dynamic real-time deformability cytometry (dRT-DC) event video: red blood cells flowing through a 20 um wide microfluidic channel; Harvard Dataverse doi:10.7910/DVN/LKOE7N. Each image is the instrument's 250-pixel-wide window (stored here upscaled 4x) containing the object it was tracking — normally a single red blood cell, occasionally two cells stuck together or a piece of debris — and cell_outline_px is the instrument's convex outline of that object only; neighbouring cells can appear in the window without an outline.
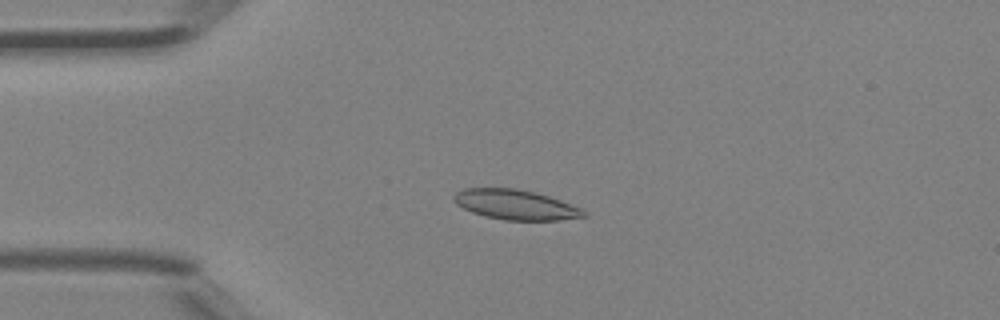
{"species": "Egyptian fruit bat (a non-hibernating species)", "species_latin": "Rousettus aegyptiacus", "temperature_condition": "room temperature", "stored_images_in_passage": 47, "camera_frame_rate_fps": 3000, "um_per_image_px": 0.085, "animal": {"sex": "female"}, "frame": {"image": 1, "passage_image": 12, "time_ms": 3.667, "image_size_px": [1000, 320], "cell_outline_px": [[588, 216], [560, 220], [504, 220], [484, 216], [472, 212], [456, 204], [452, 200], [452, 196], [456, 192], [464, 188], [516, 188], [548, 196], [560, 200], [580, 208]], "centroid_in_image_um": [43.77, 17.4], "position_along_channel_um": 41.2, "area_um2": 22.54}}
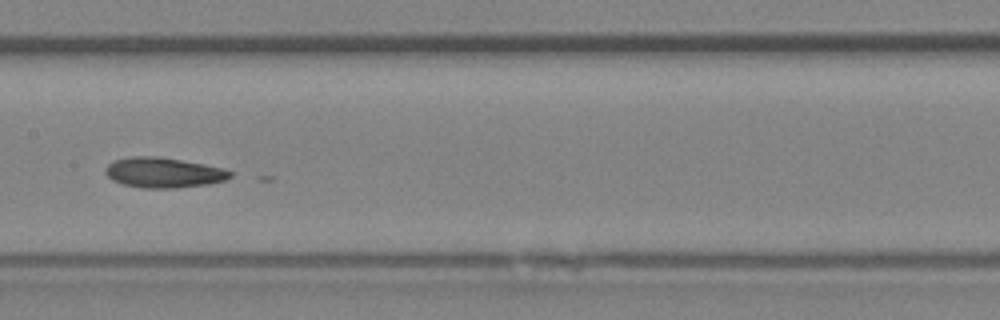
{"frame": {"image": 2, "passage_image": 24, "time_ms": 7.667, "image_size_px": [1000, 320], "cell_outline_px": [[232, 176], [224, 180], [208, 184], [176, 188], [144, 188], [124, 184], [112, 180], [104, 172], [104, 168], [112, 160], [132, 156], [160, 156], [204, 164], [224, 168], [232, 172]], "centroid_in_image_um": [13.88, 14.66], "position_along_channel_um": 193.5, "area_um2": 22.08}}
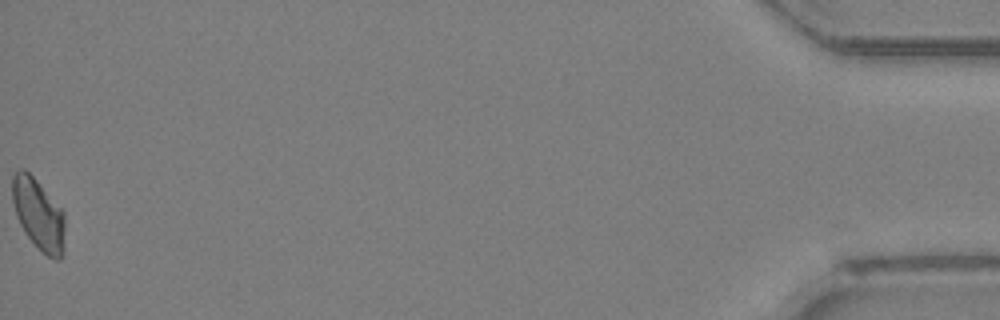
{"frame": {"image": 3, "passage_image": 47, "time_ms": 15.333, "image_size_px": [1000, 320], "cell_outline_px": [[64, 256], [60, 260], [56, 260], [48, 256], [24, 232], [16, 216], [12, 200], [12, 176], [20, 168], [24, 168], [36, 180], [64, 212]], "centroid_in_image_um": [3.27, 18.22], "position_along_channel_um": 431.9, "area_um2": 21.62}}